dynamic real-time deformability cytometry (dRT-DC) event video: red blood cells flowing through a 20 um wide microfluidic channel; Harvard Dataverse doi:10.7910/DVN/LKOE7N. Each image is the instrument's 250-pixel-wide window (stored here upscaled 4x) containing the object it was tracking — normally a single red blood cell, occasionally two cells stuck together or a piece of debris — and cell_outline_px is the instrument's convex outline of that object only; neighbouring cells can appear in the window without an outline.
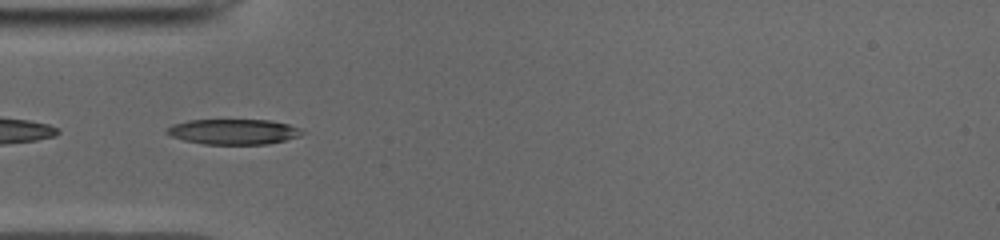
{"species": "common noctule bat (a hibernating species)", "species_latin": "Nyctalus noctula", "temperature_condition": "cold", "stored_images_in_passage": 38, "camera_frame_rate_fps": 3000, "um_per_image_px": 0.085, "animal": {"sex": "male", "body_mass_g": 19.0, "forearm_length_mm": 50.8}, "frame": {"image": 1, "passage_image": 6, "time_ms": 1.667, "image_size_px": [1000, 240], "cell_outline_px": [[304, 132], [300, 136], [268, 144], [204, 144], [184, 140], [172, 136], [164, 132], [172, 124], [188, 120], [268, 120], [288, 124], [300, 128]], "centroid_in_image_um": [19.84, 11.19], "position_along_channel_um": 65.2, "area_um2": 19.88}}
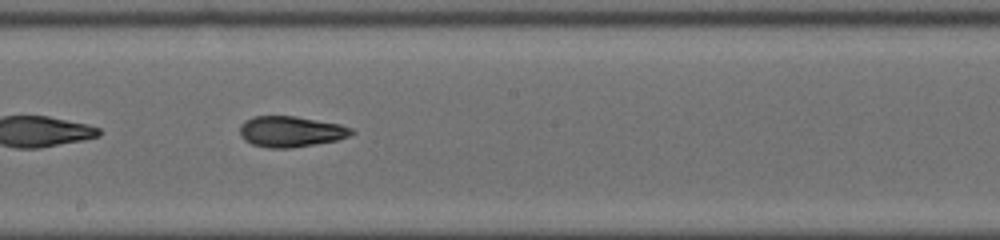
{"frame": {"image": 2, "passage_image": 18, "time_ms": 5.667, "image_size_px": [1000, 240], "cell_outline_px": [[356, 132], [348, 136], [336, 140], [288, 148], [268, 148], [252, 144], [244, 140], [240, 136], [240, 128], [248, 120], [256, 116], [296, 116], [340, 124], [352, 128]], "centroid_in_image_um": [24.73, 11.18], "position_along_channel_um": 223.5, "area_um2": 19.77}}
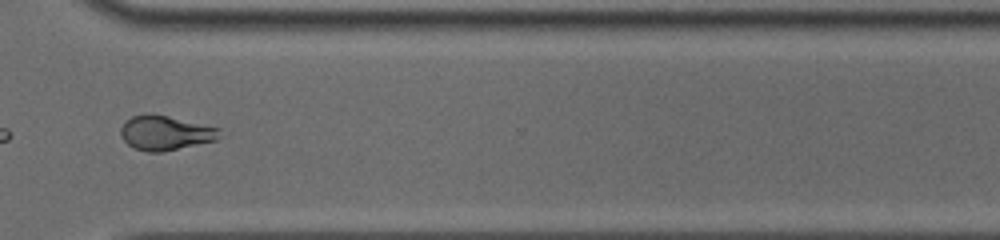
{"frame": {"image": 3, "passage_image": 28, "time_ms": 9.0, "image_size_px": [1000, 240], "cell_outline_px": [[220, 128], [216, 140], [160, 152], [148, 152], [136, 148], [128, 144], [120, 136], [120, 128], [124, 120], [132, 116], [168, 116]], "centroid_in_image_um": [14.02, 11.31], "position_along_channel_um": 356.6, "area_um2": 19.25}, "authors_computed_cell_mechanics": {"area_um2": 20.1433, "velocity_mm_per_s": 3.9637, "shape_relaxation_time_tau1_ms": 8.9848, "shape_relaxation_time_tau2_ms": 3.2974, "deformation_change_tau1": 0.2265, "deformation_change_tau2": 0.1053}}